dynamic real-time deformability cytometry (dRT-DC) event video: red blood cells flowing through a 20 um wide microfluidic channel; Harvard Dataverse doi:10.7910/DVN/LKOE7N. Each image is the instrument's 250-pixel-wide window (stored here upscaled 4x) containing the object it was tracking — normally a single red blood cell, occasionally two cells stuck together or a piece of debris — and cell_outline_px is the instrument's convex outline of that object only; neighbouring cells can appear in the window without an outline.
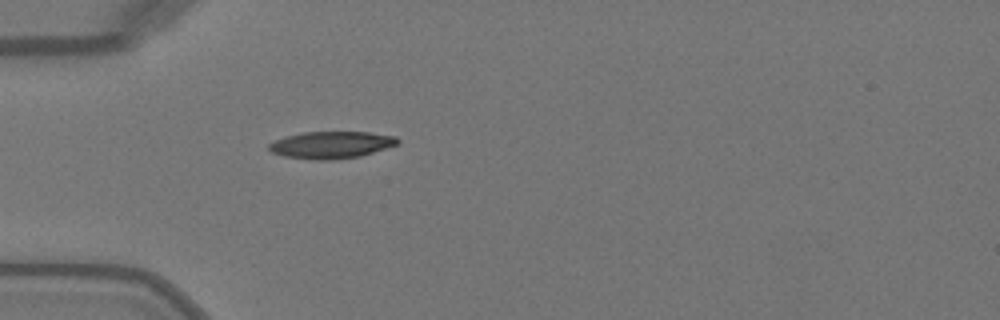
{"species": "Egyptian fruit bat (a non-hibernating species)", "species_latin": "Rousettus aegyptiacus", "temperature_condition": "warm", "stored_images_in_passage": 5, "camera_frame_rate_fps": 3000, "um_per_image_px": 0.085, "animal": {"sex": "female"}, "frame": {"image": 1, "passage_image": 1, "time_ms": 0.0, "image_size_px": [1000, 320], "cell_outline_px": [[400, 140], [396, 144], [360, 156], [328, 160], [316, 160], [284, 156], [272, 152], [268, 148], [268, 144], [276, 140], [300, 132], [368, 132], [396, 136]], "centroid_in_image_um": [28.14, 12.31], "position_along_channel_um": 56.9, "area_um2": 20.0}}
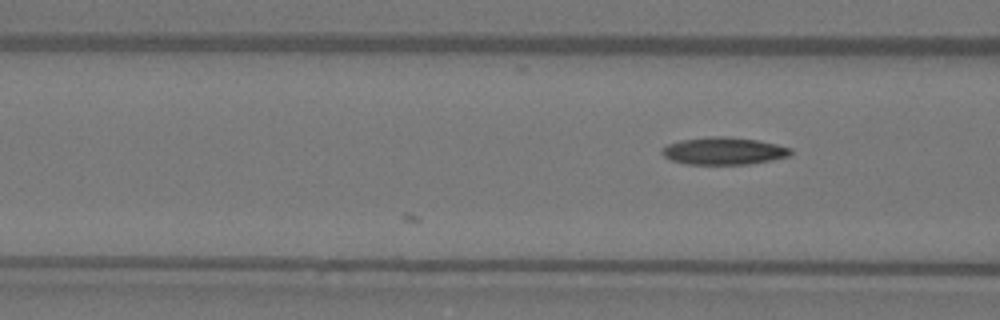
{"frame": {"image": 2, "passage_image": 5, "time_ms": 1.333, "image_size_px": [1000, 320], "cell_outline_px": [[792, 152], [788, 156], [772, 160], [748, 164], [688, 164], [672, 160], [664, 156], [660, 152], [668, 144], [680, 140], [708, 136], [724, 136], [756, 140], [776, 144], [792, 148]], "centroid_in_image_um": [61.52, 12.82], "position_along_channel_um": 105.1, "area_um2": 20.4}}